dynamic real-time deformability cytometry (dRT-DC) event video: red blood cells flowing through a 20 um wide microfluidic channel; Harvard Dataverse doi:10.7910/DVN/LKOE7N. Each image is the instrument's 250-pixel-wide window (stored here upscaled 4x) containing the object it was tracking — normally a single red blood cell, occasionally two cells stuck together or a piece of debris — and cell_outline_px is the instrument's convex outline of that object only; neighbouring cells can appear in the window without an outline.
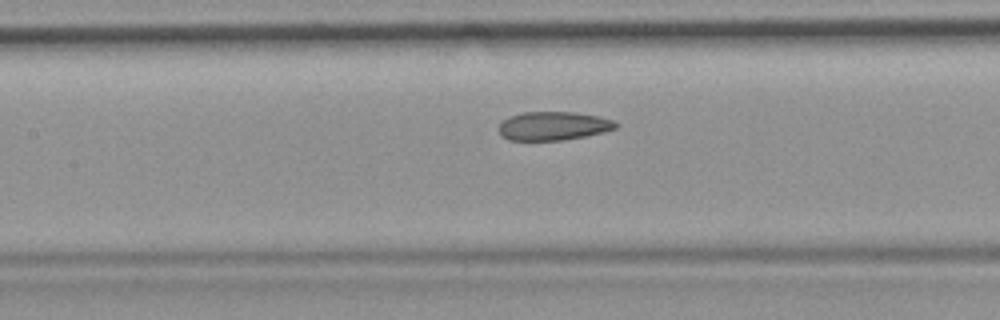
{"species": "common noctule bat (a hibernating species)", "species_latin": "Nyctalus noctula", "temperature_condition": "room temperature", "stored_images_in_passage": 15, "camera_frame_rate_fps": 3000, "um_per_image_px": 0.085, "animal": {"sex": "female", "body_mass_g": 19.9}, "frame": {"image": 1, "passage_image": 13, "time_ms": 4.0, "image_size_px": [1000, 320], "cell_outline_px": [[620, 124], [616, 128], [604, 132], [584, 136], [560, 140], [508, 140], [500, 136], [500, 124], [504, 120], [512, 116], [524, 112], [572, 112], [600, 116], [612, 120]], "centroid_in_image_um": [47.06, 10.7], "position_along_channel_um": 160.3, "area_um2": 19.36}}